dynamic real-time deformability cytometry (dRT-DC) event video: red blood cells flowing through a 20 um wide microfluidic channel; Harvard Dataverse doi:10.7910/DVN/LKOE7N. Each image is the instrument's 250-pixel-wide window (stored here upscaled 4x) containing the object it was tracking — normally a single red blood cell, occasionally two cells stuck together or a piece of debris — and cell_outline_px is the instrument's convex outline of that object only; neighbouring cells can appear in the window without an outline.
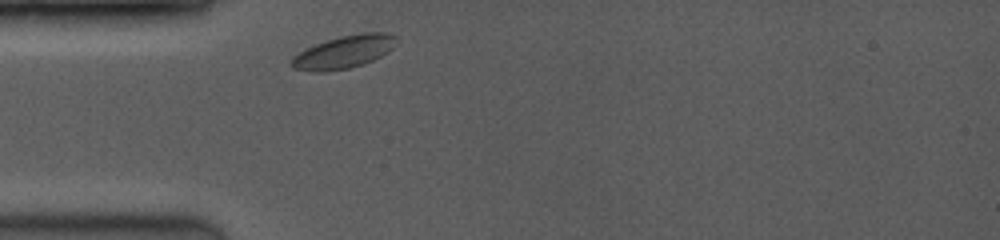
{"species": "common noctule bat (a hibernating species)", "species_latin": "Nyctalus noctula", "temperature_condition": "room temperature", "stored_images_in_passage": 24, "camera_frame_rate_fps": 3500, "um_per_image_px": 0.085, "animal": {"sex": "female", "body_mass_g": 19.0, "forearm_length_mm": 53.3}, "frame": {"image": 1, "passage_image": 2, "time_ms": 0.286, "image_size_px": [1000, 240], "cell_outline_px": [[396, 44], [388, 52], [372, 60], [348, 68], [320, 72], [312, 72], [292, 68], [288, 64], [292, 56], [316, 44], [340, 36], [360, 32], [384, 32], [396, 36]], "centroid_in_image_um": [29.2, 4.41], "position_along_channel_um": 55.8, "area_um2": 19.94}}
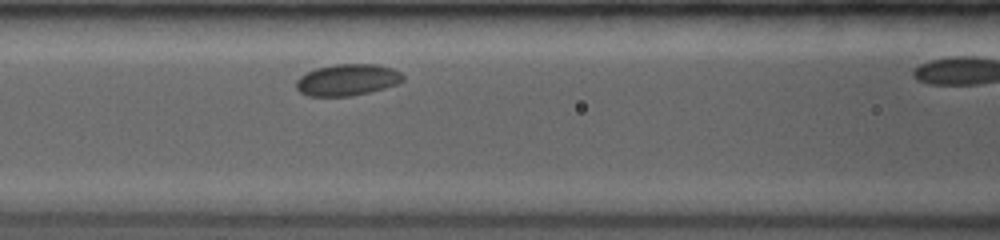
{"frame": {"image": 2, "passage_image": 13, "time_ms": 2.571, "image_size_px": [1000, 240], "cell_outline_px": [[404, 80], [396, 84], [384, 88], [352, 96], [308, 96], [300, 92], [296, 88], [296, 80], [300, 76], [316, 68], [336, 64], [376, 64], [392, 68], [400, 72], [404, 76]], "centroid_in_image_um": [29.52, 6.79], "position_along_channel_um": 137.1, "area_um2": 19.59}}
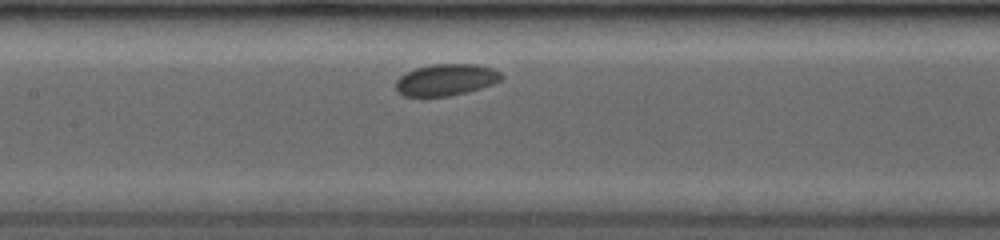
{"frame": {"image": 3, "passage_image": 19, "time_ms": 3.429, "image_size_px": [1000, 240], "cell_outline_px": [[504, 76], [500, 80], [492, 84], [480, 88], [448, 96], [404, 96], [396, 92], [396, 80], [404, 72], [416, 68], [432, 64], [476, 64], [492, 68], [500, 72]], "centroid_in_image_um": [37.88, 6.77], "position_along_channel_um": 169.5, "area_um2": 19.42}}